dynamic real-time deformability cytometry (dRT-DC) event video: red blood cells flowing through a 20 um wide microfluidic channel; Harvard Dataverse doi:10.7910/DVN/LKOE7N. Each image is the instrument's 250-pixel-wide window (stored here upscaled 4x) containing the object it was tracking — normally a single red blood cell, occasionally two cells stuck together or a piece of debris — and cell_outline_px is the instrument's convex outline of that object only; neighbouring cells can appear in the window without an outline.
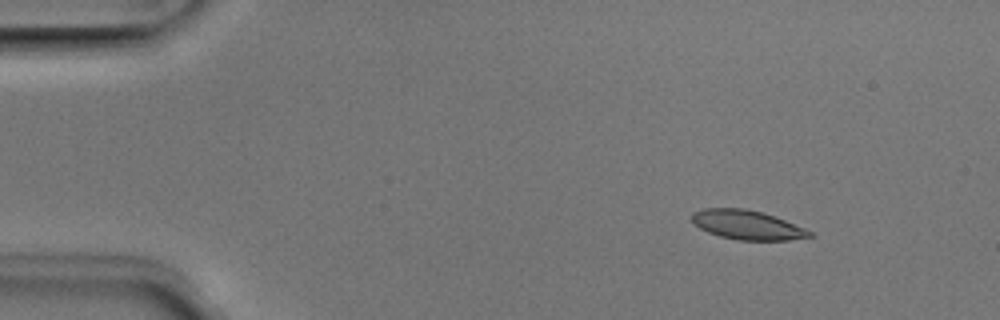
{"species": "Egyptian fruit bat (a non-hibernating species)", "species_latin": "Rousettus aegyptiacus", "temperature_condition": "room temperature", "stored_images_in_passage": 4, "camera_frame_rate_fps": 3000, "um_per_image_px": 0.085, "animal": {"sex": "male"}, "frame": {"image": 1, "passage_image": 2, "time_ms": 0.333, "image_size_px": [1000, 320], "cell_outline_px": [[816, 236], [788, 240], [736, 240], [720, 236], [708, 232], [692, 224], [692, 212], [704, 208], [744, 208], [760, 212], [784, 220], [804, 228], [812, 232]], "centroid_in_image_um": [63.48, 19.12], "position_along_channel_um": 21.5, "area_um2": 20.0}}
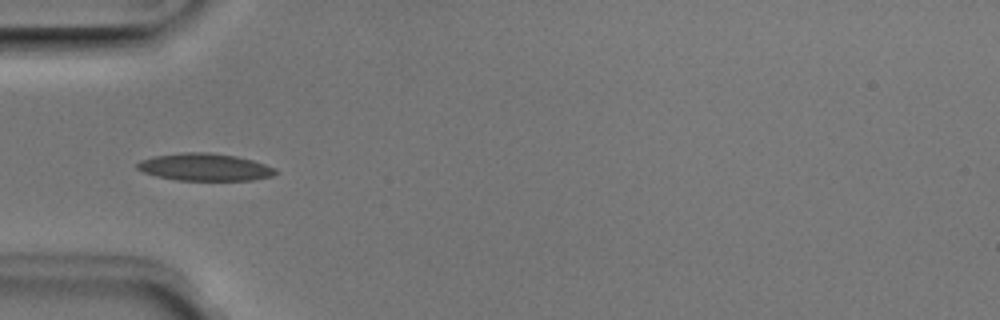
{"frame": {"image": 2, "passage_image": 4, "time_ms": 1.0, "image_size_px": [1000, 320], "cell_outline_px": [[276, 172], [272, 176], [252, 180], [176, 180], [156, 176], [144, 172], [136, 168], [136, 164], [140, 160], [152, 156], [184, 152], [208, 152], [236, 156], [252, 160], [276, 168]], "centroid_in_image_um": [17.37, 14.2], "position_along_channel_um": 67.6, "area_um2": 22.02}}